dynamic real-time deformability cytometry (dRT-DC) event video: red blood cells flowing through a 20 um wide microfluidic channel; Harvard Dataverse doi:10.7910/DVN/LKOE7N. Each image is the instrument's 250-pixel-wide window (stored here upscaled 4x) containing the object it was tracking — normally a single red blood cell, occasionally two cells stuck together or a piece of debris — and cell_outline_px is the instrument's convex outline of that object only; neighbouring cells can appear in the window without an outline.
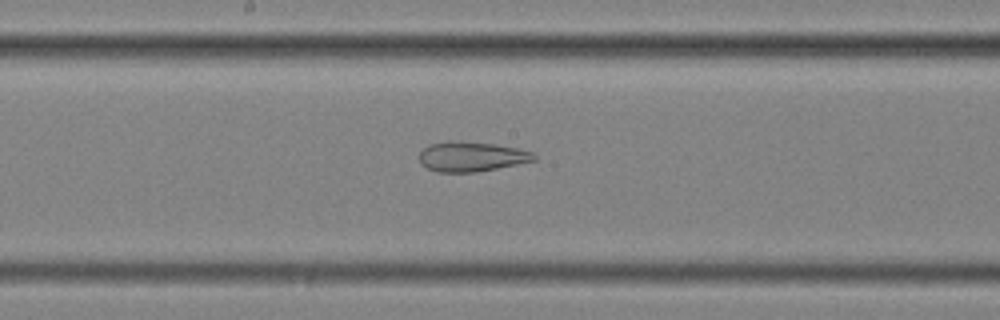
{"species": "common noctule bat (a hibernating species)", "species_latin": "Nyctalus noctula", "temperature_condition": "cold", "stored_images_in_passage": 52, "camera_frame_rate_fps": 3000, "um_per_image_px": 0.085, "animal": {"sex": "female", "body_mass_g": 25.1}, "frame": {"image": 1, "passage_image": 30, "time_ms": 9.667, "image_size_px": [1000, 320], "cell_outline_px": [[536, 160], [476, 172], [436, 172], [420, 164], [416, 156], [428, 144], [452, 140], [496, 144], [520, 148], [532, 152], [536, 156]], "centroid_in_image_um": [40.02, 13.3], "position_along_channel_um": 208.2, "area_um2": 20.17}}
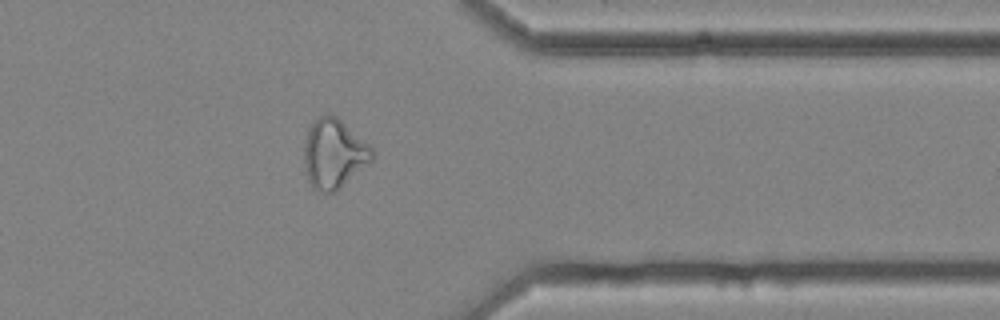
{"frame": {"image": 2, "passage_image": 45, "time_ms": 14.667, "image_size_px": [1000, 320], "cell_outline_px": [[376, 156], [372, 160], [336, 192], [324, 192], [312, 188], [308, 180], [304, 164], [304, 144], [308, 128], [324, 112], [336, 116], [368, 144], [372, 148]], "centroid_in_image_um": [28.37, 13.07], "position_along_channel_um": 383.0, "area_um2": 27.4}, "authors_computed_cell_mechanics": {"area_um2": 27.2527, "velocity_mm_per_s": 3.6511, "shape_relaxation_time_tau1_ms": null, "shape_relaxation_time_tau2_ms": 2.7805, "deformation_change_tau1": null, "deformation_change_tau2": 0.1226}}